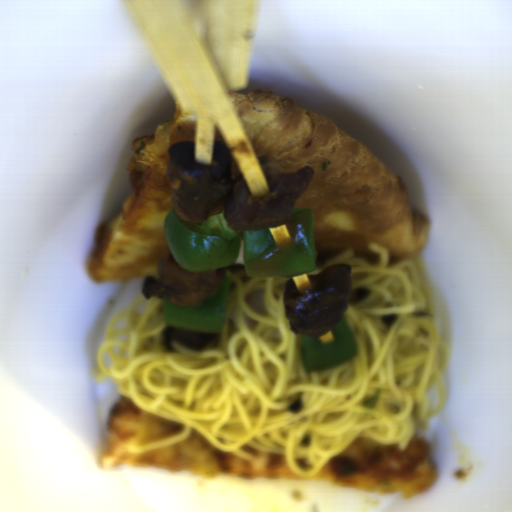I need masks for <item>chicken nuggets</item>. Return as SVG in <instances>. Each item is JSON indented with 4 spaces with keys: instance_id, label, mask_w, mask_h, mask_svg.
Listing matches in <instances>:
<instances>
[{
    "instance_id": "1",
    "label": "chicken nuggets",
    "mask_w": 512,
    "mask_h": 512,
    "mask_svg": "<svg viewBox=\"0 0 512 512\" xmlns=\"http://www.w3.org/2000/svg\"><path fill=\"white\" fill-rule=\"evenodd\" d=\"M234 158L223 141L213 142L210 166L196 159L195 142L175 141L169 148L167 177L172 204L178 216L194 225L223 212L233 231L285 225L296 202L310 186L313 167L287 171L273 158L259 157L268 193L253 195L243 176L233 178Z\"/></svg>"
},
{
    "instance_id": "2",
    "label": "chicken nuggets",
    "mask_w": 512,
    "mask_h": 512,
    "mask_svg": "<svg viewBox=\"0 0 512 512\" xmlns=\"http://www.w3.org/2000/svg\"><path fill=\"white\" fill-rule=\"evenodd\" d=\"M308 279L307 290H299L292 277L284 286L285 314L295 335L322 337L341 321L350 305H357L370 295V289L352 288L350 266L345 263Z\"/></svg>"
},
{
    "instance_id": "3",
    "label": "chicken nuggets",
    "mask_w": 512,
    "mask_h": 512,
    "mask_svg": "<svg viewBox=\"0 0 512 512\" xmlns=\"http://www.w3.org/2000/svg\"><path fill=\"white\" fill-rule=\"evenodd\" d=\"M156 276L146 275L142 284L145 299L167 298L175 306H198L217 294L226 278V268L193 273L180 266L173 254L164 255Z\"/></svg>"
},
{
    "instance_id": "4",
    "label": "chicken nuggets",
    "mask_w": 512,
    "mask_h": 512,
    "mask_svg": "<svg viewBox=\"0 0 512 512\" xmlns=\"http://www.w3.org/2000/svg\"><path fill=\"white\" fill-rule=\"evenodd\" d=\"M221 332H194L181 329H174L167 326L161 333L160 339L162 346L172 353L178 352L173 347V343L177 342L183 347L204 352L211 348L219 347L221 343Z\"/></svg>"
}]
</instances>
